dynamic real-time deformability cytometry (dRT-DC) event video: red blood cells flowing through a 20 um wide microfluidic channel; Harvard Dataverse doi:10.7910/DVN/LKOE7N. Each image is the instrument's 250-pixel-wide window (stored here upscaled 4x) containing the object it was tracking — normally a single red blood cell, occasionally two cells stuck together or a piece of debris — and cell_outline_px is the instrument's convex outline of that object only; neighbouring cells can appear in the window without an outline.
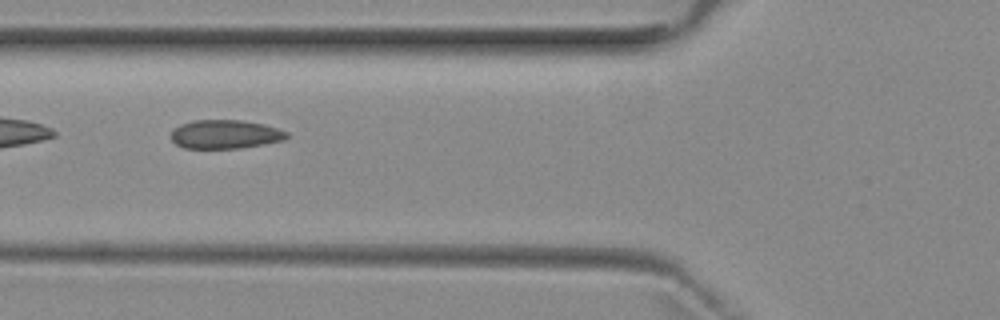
{"species": "common noctule bat (a hibernating species)", "species_latin": "Nyctalus noctula", "temperature_condition": "room temperature", "stored_images_in_passage": 7, "camera_frame_rate_fps": 3000, "um_per_image_px": 0.085, "animal": {"sex": "female", "body_mass_g": 29.2, "forearm_length_mm": 56.3}, "frame": {"image": 1, "passage_image": 4, "time_ms": 3.667, "image_size_px": [1000, 320], "cell_outline_px": [[288, 136], [284, 140], [264, 144], [240, 148], [184, 148], [176, 144], [172, 140], [172, 128], [180, 124], [192, 120], [240, 120], [264, 124], [288, 132]], "centroid_in_image_um": [19.12, 11.41], "position_along_channel_um": 106.7, "area_um2": 19.42}}
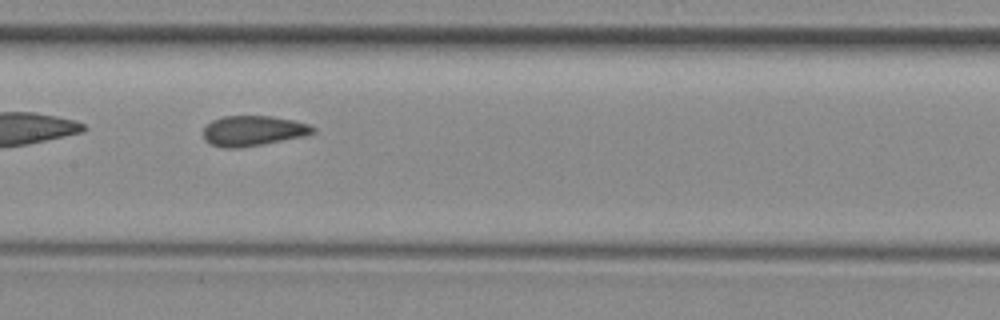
{"frame": {"image": 2, "passage_image": 6, "time_ms": 5.667, "image_size_px": [1000, 320], "cell_outline_px": [[316, 132], [304, 136], [264, 144], [240, 148], [224, 148], [208, 144], [204, 140], [204, 128], [212, 120], [224, 116], [272, 116], [292, 120], [308, 124], [316, 128]], "centroid_in_image_um": [21.5, 11.13], "position_along_channel_um": 185.9, "area_um2": 19.42}}
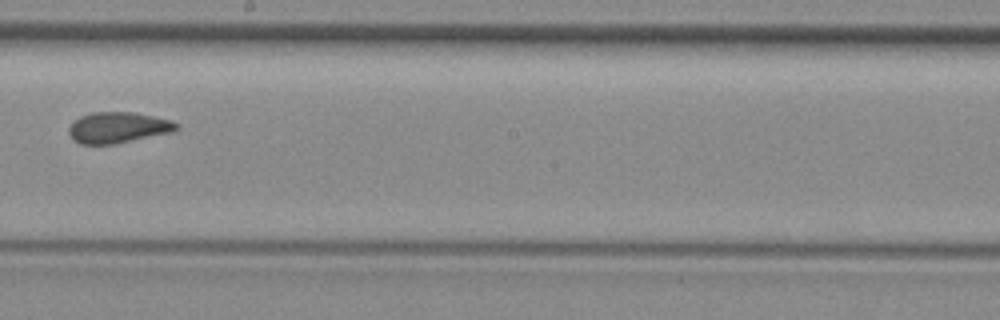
{"frame": {"image": 3, "passage_image": 7, "time_ms": 7.0, "image_size_px": [1000, 320], "cell_outline_px": [[180, 128], [172, 132], [112, 144], [80, 144], [72, 140], [68, 132], [68, 128], [80, 116], [92, 112], [136, 112], [172, 120], [180, 124]], "centroid_in_image_um": [10.05, 10.83], "position_along_channel_um": 238.2, "area_um2": 19.48}}